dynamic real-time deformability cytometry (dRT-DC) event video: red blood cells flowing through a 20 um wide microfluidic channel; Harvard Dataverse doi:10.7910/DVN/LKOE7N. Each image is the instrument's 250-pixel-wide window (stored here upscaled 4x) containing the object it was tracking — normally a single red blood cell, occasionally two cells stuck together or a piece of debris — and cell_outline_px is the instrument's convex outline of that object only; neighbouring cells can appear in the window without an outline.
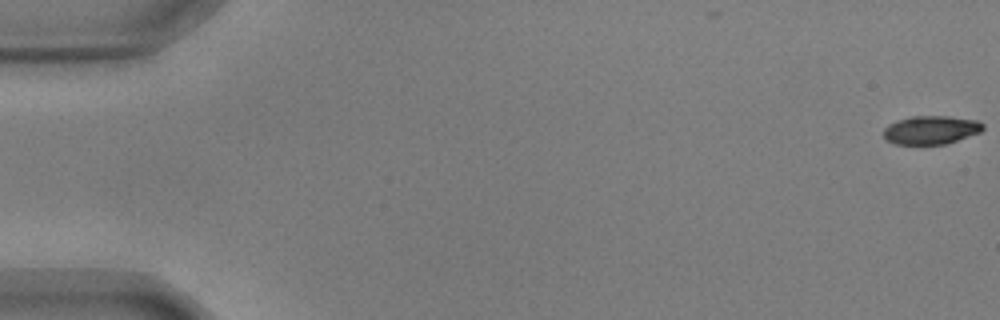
{"species": "common noctule bat (a hibernating species)", "species_latin": "Nyctalus noctula", "temperature_condition": "warm", "stored_images_in_passage": 48, "camera_frame_rate_fps": 3000, "um_per_image_px": 0.085, "animal": {"sex": "male", "body_mass_g": 17.9, "forearm_length_mm": 54.2}, "frame": {"image": 1, "passage_image": 1, "time_ms": 0.0, "image_size_px": [1000, 320], "cell_outline_px": [[984, 128], [980, 132], [944, 144], [896, 144], [888, 140], [884, 136], [884, 128], [888, 124], [912, 116], [948, 116], [976, 120], [984, 124]], "centroid_in_image_um": [79.14, 11.04], "position_along_channel_um": 5.9, "area_um2": 16.24}}
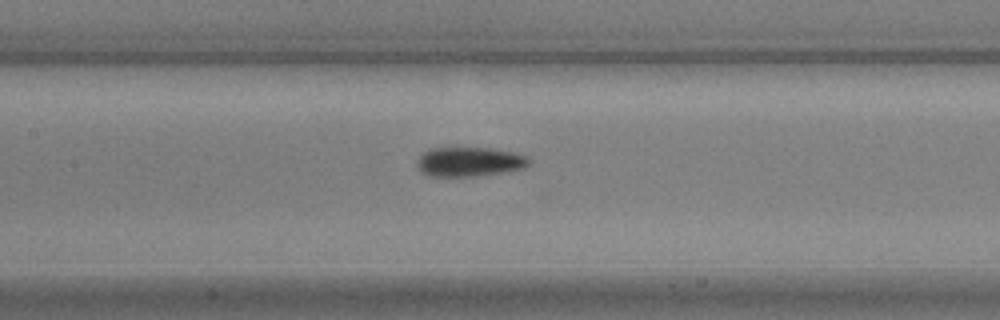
{"frame": {"image": 2, "passage_image": 27, "time_ms": 8.667, "image_size_px": [1000, 320], "cell_outline_px": [[532, 160], [524, 168], [476, 176], [428, 176], [420, 172], [416, 164], [416, 160], [424, 152], [432, 148], [488, 148], [516, 152], [528, 156]], "centroid_in_image_um": [39.89, 13.75], "position_along_channel_um": 167.5, "area_um2": 19.25}}
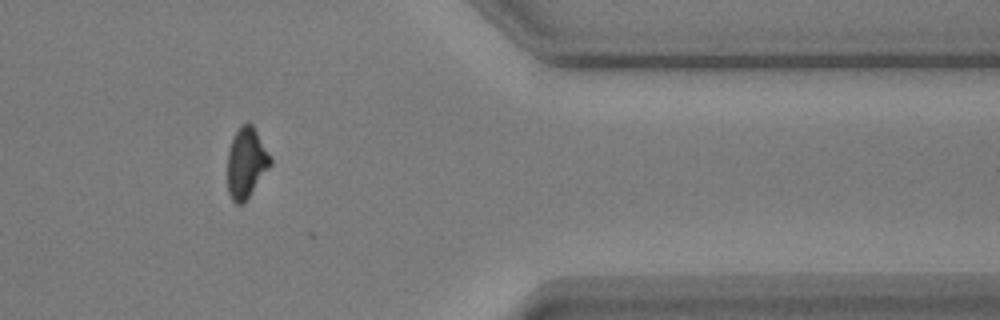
{"frame": {"image": 3, "passage_image": 47, "time_ms": 15.333, "image_size_px": [1000, 320], "cell_outline_px": [[272, 164], [244, 204], [236, 204], [232, 200], [228, 192], [228, 152], [232, 140], [240, 124], [252, 124], [272, 156]], "centroid_in_image_um": [20.96, 13.86], "position_along_channel_um": 390.4, "area_um2": 17.69}, "authors_computed_cell_mechanics": {"area_um2": 18.4671, "velocity_mm_per_s": 3.642, "shape_relaxation_time_tau1_ms": 4.5068, "shape_relaxation_time_tau2_ms": 4.5786, "deformation_change_tau1": 0.1656, "deformation_change_tau2": 0.0957}}